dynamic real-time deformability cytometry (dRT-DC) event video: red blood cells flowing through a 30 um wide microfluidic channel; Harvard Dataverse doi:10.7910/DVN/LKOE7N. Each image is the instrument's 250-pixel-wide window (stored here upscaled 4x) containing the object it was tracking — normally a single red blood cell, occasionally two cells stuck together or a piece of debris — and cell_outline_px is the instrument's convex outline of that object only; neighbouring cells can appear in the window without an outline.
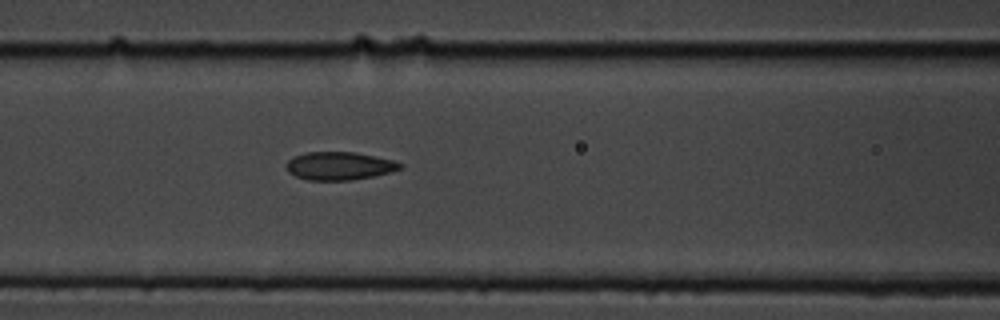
{"species": "common noctule bat (a hibernating species)", "species_latin": "Nyctalus noctula", "temperature_condition": "cold", "stored_images_in_passage": 23, "camera_frame_rate_fps": 3000, "um_per_image_px": 0.085, "animal": {"sex": "male", "body_mass_g": 19.5, "forearm_length_mm": 54.6}, "frame": {"image": 1, "passage_image": 6, "time_ms": 1.667, "image_size_px": [1000, 320], "cell_outline_px": [[404, 164], [400, 168], [388, 172], [372, 176], [352, 180], [308, 180], [296, 176], [288, 172], [284, 164], [292, 156], [308, 152], [356, 152], [376, 156], [392, 160]], "centroid_in_image_um": [28.79, 14.09], "position_along_channel_um": 137.8, "area_um2": 18.61}}
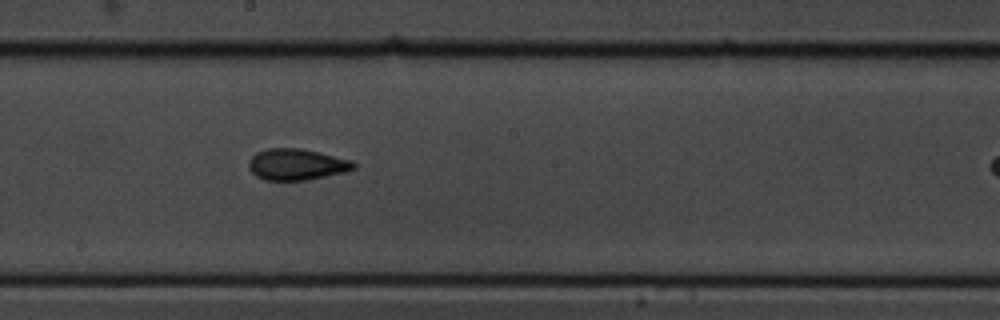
{"frame": {"image": 2, "passage_image": 13, "time_ms": 4.0, "image_size_px": [1000, 320], "cell_outline_px": [[356, 168], [344, 172], [308, 180], [264, 180], [256, 176], [248, 168], [248, 160], [256, 152], [268, 148], [300, 148], [352, 160], [356, 164]], "centroid_in_image_um": [25.19, 13.98], "position_along_channel_um": 223.0, "area_um2": 19.19}}
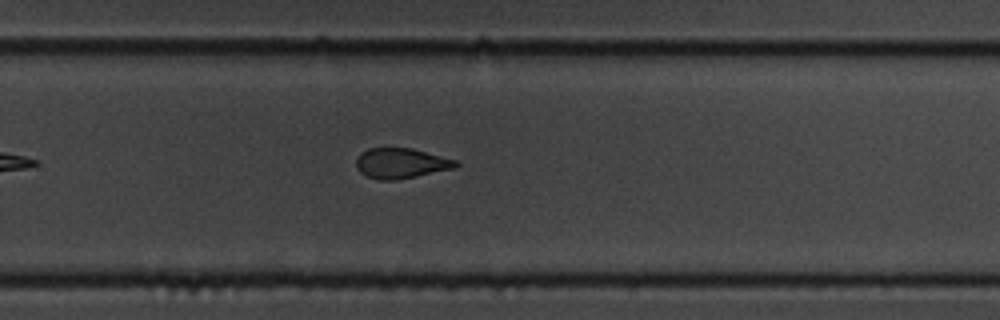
{"frame": {"image": 3, "passage_image": 19, "time_ms": 6.0, "image_size_px": [1000, 320], "cell_outline_px": [[460, 164], [456, 168], [400, 180], [380, 180], [364, 176], [356, 168], [356, 160], [360, 152], [368, 148], [412, 148], [456, 160]], "centroid_in_image_um": [34.08, 13.89], "position_along_channel_um": 295.7, "area_um2": 17.86}}